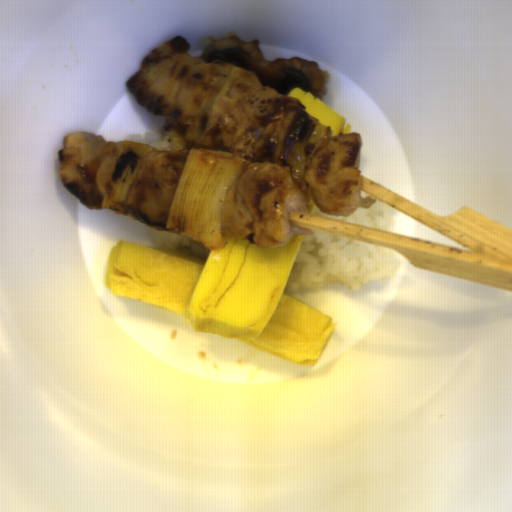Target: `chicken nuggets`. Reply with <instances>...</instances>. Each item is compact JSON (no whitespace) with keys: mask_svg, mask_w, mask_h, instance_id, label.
<instances>
[{"mask_svg":"<svg viewBox=\"0 0 512 512\" xmlns=\"http://www.w3.org/2000/svg\"><path fill=\"white\" fill-rule=\"evenodd\" d=\"M230 97L235 104L222 115L214 130L213 151L234 154L248 162L222 198L223 249L231 240L279 248L298 235L315 234L290 221L294 212H309L290 166L257 162L252 158L262 134L277 113L292 109L305 111V106L300 98L265 86L253 70L246 68L230 86Z\"/></svg>","mask_w":512,"mask_h":512,"instance_id":"obj_1","label":"chicken nuggets"},{"mask_svg":"<svg viewBox=\"0 0 512 512\" xmlns=\"http://www.w3.org/2000/svg\"><path fill=\"white\" fill-rule=\"evenodd\" d=\"M189 49L183 36L172 35L152 49L126 80L135 102L149 114L164 116L176 133L199 116L225 62H205Z\"/></svg>","mask_w":512,"mask_h":512,"instance_id":"obj_2","label":"chicken nuggets"},{"mask_svg":"<svg viewBox=\"0 0 512 512\" xmlns=\"http://www.w3.org/2000/svg\"><path fill=\"white\" fill-rule=\"evenodd\" d=\"M363 140L358 132L325 136L304 160L302 178L309 196L325 216L351 217L370 208L377 199L362 197L359 169L355 167Z\"/></svg>","mask_w":512,"mask_h":512,"instance_id":"obj_3","label":"chicken nuggets"},{"mask_svg":"<svg viewBox=\"0 0 512 512\" xmlns=\"http://www.w3.org/2000/svg\"><path fill=\"white\" fill-rule=\"evenodd\" d=\"M188 148L153 149L144 155L125 201L106 208L164 232L170 207L183 174Z\"/></svg>","mask_w":512,"mask_h":512,"instance_id":"obj_4","label":"chicken nuggets"},{"mask_svg":"<svg viewBox=\"0 0 512 512\" xmlns=\"http://www.w3.org/2000/svg\"><path fill=\"white\" fill-rule=\"evenodd\" d=\"M120 143L79 129L63 136L58 152L59 177L67 191L88 209L105 208L106 179Z\"/></svg>","mask_w":512,"mask_h":512,"instance_id":"obj_5","label":"chicken nuggets"}]
</instances>
